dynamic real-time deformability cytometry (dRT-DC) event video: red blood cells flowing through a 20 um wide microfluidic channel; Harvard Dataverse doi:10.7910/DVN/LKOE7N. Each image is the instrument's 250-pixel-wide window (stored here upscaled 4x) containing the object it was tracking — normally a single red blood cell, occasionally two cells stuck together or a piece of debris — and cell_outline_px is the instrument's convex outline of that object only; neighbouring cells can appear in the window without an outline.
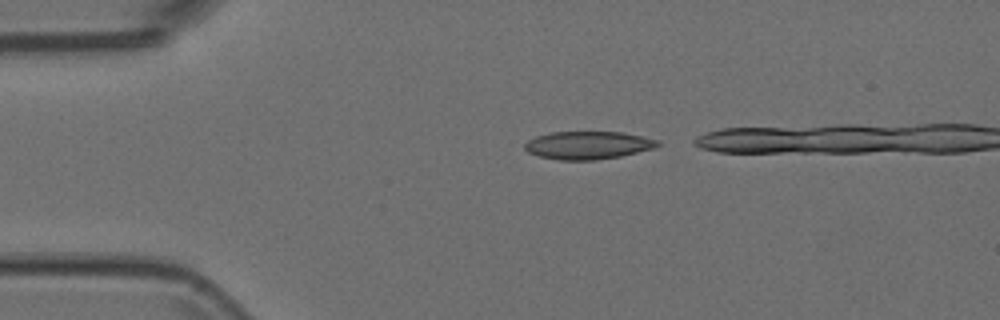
{"species": "Egyptian fruit bat (a non-hibernating species)", "species_latin": "Rousettus aegyptiacus", "temperature_condition": "room temperature", "stored_images_in_passage": 3, "camera_frame_rate_fps": 3000, "um_per_image_px": 0.085, "animal": {"sex": "female"}, "frame": {"image": 1, "passage_image": 1, "time_ms": 0.0, "image_size_px": [1000, 320], "cell_outline_px": [[660, 144], [652, 148], [620, 156], [592, 160], [560, 160], [540, 156], [528, 152], [524, 148], [524, 144], [528, 140], [536, 136], [552, 132], [624, 132], [644, 136], [660, 140]], "centroid_in_image_um": [49.98, 12.33], "position_along_channel_um": 35.0, "area_um2": 21.5}}